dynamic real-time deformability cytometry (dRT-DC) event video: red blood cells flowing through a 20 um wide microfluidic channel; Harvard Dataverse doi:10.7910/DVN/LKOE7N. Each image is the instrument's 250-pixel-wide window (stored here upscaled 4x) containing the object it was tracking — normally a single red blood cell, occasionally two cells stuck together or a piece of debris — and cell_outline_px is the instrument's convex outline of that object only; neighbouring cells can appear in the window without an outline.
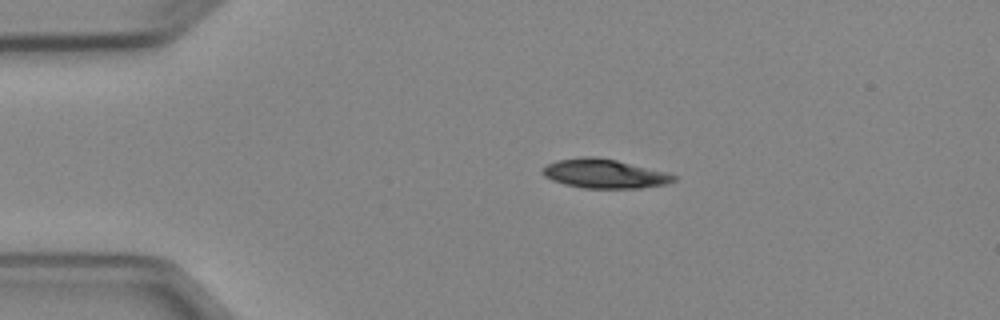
{"species": "Egyptian fruit bat (a non-hibernating species)", "species_latin": "Rousettus aegyptiacus", "temperature_condition": "cold", "stored_images_in_passage": 2, "camera_frame_rate_fps": 3000, "um_per_image_px": 0.085, "animal": {"sex": "female"}, "frame": {"image": 1, "passage_image": 1, "time_ms": 0.0, "image_size_px": [1000, 320], "cell_outline_px": [[676, 180], [668, 184], [640, 188], [584, 188], [564, 184], [552, 180], [544, 176], [540, 172], [548, 164], [556, 160], [580, 156], [596, 156], [616, 160], [668, 172], [676, 176]], "centroid_in_image_um": [51.38, 14.75], "position_along_channel_um": 33.6, "area_um2": 22.43}}